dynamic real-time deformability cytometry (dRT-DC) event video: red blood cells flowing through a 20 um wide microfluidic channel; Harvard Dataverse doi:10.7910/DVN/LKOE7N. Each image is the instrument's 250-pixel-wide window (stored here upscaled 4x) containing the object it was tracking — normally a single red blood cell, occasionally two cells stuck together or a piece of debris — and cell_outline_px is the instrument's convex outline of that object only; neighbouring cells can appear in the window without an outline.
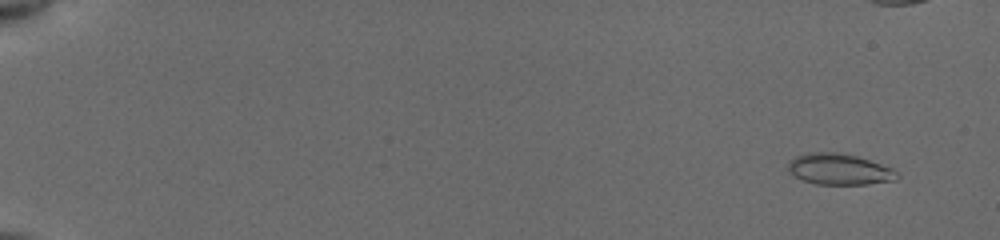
{"species": "common noctule bat (a hibernating species)", "species_latin": "Nyctalus noctula", "temperature_condition": "cold", "stored_images_in_passage": 56, "camera_frame_rate_fps": 3000, "um_per_image_px": 0.085, "animal": {"sex": "female", "body_mass_g": 19.5, "forearm_length_mm": 54.1}, "frame": {"image": 1, "passage_image": 4, "time_ms": 1.0, "image_size_px": [1000, 240], "cell_outline_px": [[900, 176], [896, 180], [868, 184], [816, 184], [804, 180], [796, 176], [788, 168], [788, 160], [796, 156], [808, 152], [836, 152], [856, 156], [892, 168]], "centroid_in_image_um": [71.34, 14.38], "position_along_channel_um": 13.7, "area_um2": 19.54}}
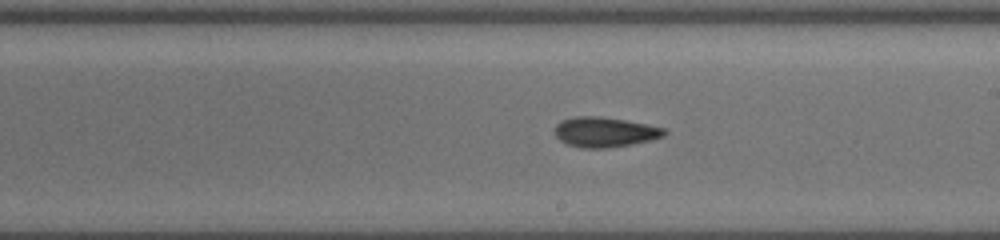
{"frame": {"image": 2, "passage_image": 34, "time_ms": 11.0, "image_size_px": [1000, 240], "cell_outline_px": [[668, 132], [664, 136], [632, 144], [608, 148], [580, 148], [568, 144], [560, 140], [556, 136], [552, 128], [560, 120], [576, 116], [600, 116], [648, 124], [664, 128]], "centroid_in_image_um": [51.36, 11.22], "position_along_channel_um": 237.6, "area_um2": 19.31}}
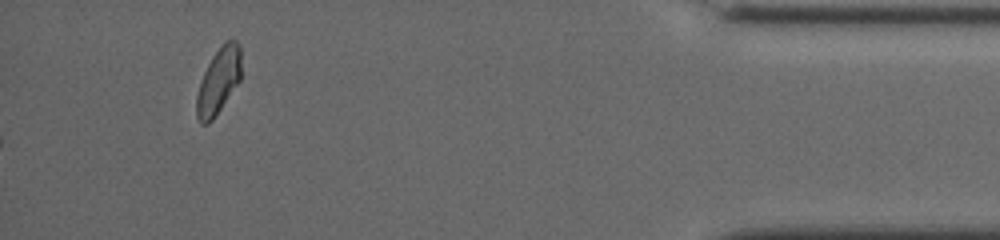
{"frame": {"image": 3, "passage_image": 56, "time_ms": 18.333, "image_size_px": [1000, 240], "cell_outline_px": [[240, 80], [212, 120], [208, 124], [200, 124], [196, 116], [196, 96], [200, 80], [212, 56], [224, 40], [236, 40], [240, 44]], "centroid_in_image_um": [18.55, 6.87], "position_along_channel_um": 416.6, "area_um2": 17.11}, "authors_computed_cell_mechanics": {"area_um2": 18.7561, "velocity_mm_per_s": 3.9503, "shape_relaxation_time_tau1_ms": 9.1519, "shape_relaxation_time_tau2_ms": 6.9522, "deformation_change_tau1": 0.1783, "deformation_change_tau2": 0.1459}}